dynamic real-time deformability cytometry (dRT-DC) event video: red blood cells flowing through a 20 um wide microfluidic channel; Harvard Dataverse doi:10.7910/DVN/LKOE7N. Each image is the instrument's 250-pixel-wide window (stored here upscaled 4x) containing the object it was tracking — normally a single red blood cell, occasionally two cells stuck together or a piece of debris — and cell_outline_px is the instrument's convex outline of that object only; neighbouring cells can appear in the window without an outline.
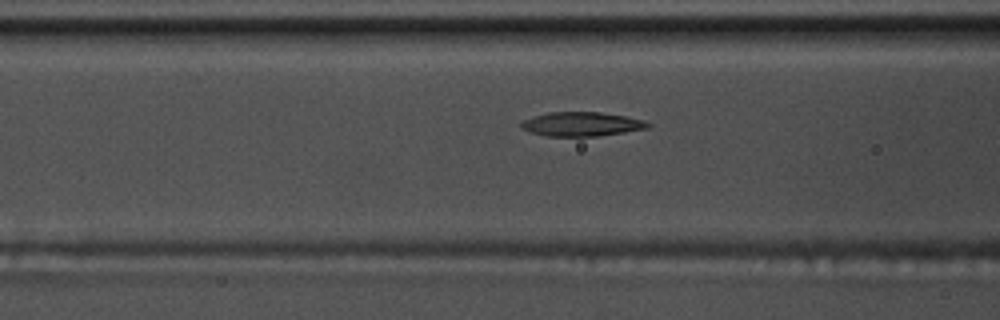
{"species": "common noctule bat (a hibernating species)", "species_latin": "Nyctalus noctula", "temperature_condition": "warm", "stored_images_in_passage": 41, "camera_frame_rate_fps": 3000, "um_per_image_px": 0.085, "animal": {"sex": "male", "body_mass_g": 17.5, "forearm_length_mm": 52.3}, "frame": {"image": 1, "passage_image": 15, "time_ms": 4.667, "image_size_px": [1000, 320], "cell_outline_px": [[652, 124], [648, 128], [624, 132], [596, 136], [548, 136], [528, 132], [520, 128], [520, 124], [524, 120], [532, 116], [548, 112], [600, 112], [624, 116], [644, 120]], "centroid_in_image_um": [49.4, 10.55], "position_along_channel_um": 117.2, "area_um2": 17.86}}
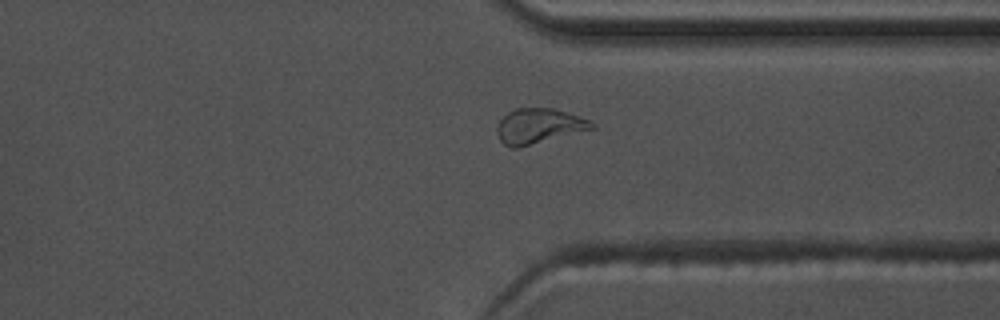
{"frame": {"image": 2, "passage_image": 35, "time_ms": 11.333, "image_size_px": [1000, 320], "cell_outline_px": [[596, 128], [520, 148], [512, 148], [504, 144], [500, 140], [496, 132], [496, 128], [500, 120], [508, 112], [516, 108], [552, 108], [588, 120], [596, 124]], "centroid_in_image_um": [45.78, 10.74], "position_along_channel_um": 365.6, "area_um2": 19.36}}
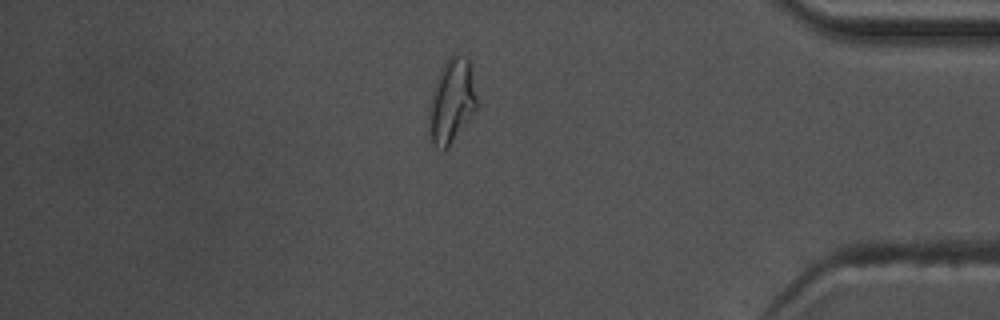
{"frame": {"image": 3, "passage_image": 40, "time_ms": 13.0, "image_size_px": [1000, 320], "cell_outline_px": [[476, 112], [448, 148], [444, 148], [432, 144], [428, 132], [428, 116], [432, 96], [440, 72], [444, 64], [452, 56], [456, 56], [468, 60], [472, 64], [476, 96]], "centroid_in_image_um": [38.41, 8.66], "position_along_channel_um": 396.8, "area_um2": 23.12}}